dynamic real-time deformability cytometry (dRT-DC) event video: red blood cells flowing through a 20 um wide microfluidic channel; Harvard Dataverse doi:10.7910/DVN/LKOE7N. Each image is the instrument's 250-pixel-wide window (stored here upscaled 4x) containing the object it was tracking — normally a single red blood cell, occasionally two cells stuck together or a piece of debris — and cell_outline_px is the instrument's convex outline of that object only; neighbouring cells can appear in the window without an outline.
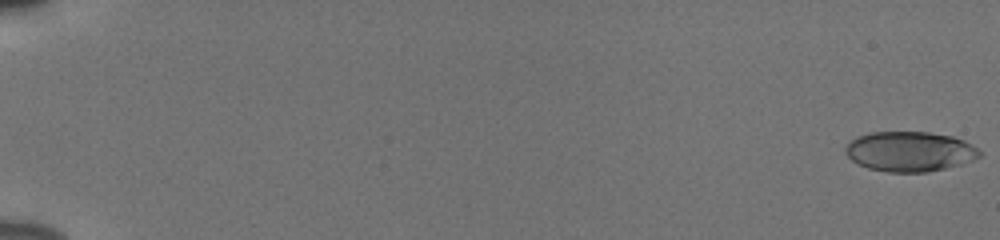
{"species": "human", "species_latin": "Homo sapiens", "temperature_condition": "cold", "stored_images_in_passage": 56, "camera_frame_rate_fps": 3000, "um_per_image_px": 0.085, "donor": {"sex": "male"}, "frame": {"image": 1, "passage_image": 1, "time_ms": 0.0, "image_size_px": [1000, 240], "cell_outline_px": [[980, 156], [972, 160], [960, 164], [928, 172], [888, 172], [868, 168], [856, 164], [844, 152], [844, 148], [856, 136], [872, 132], [928, 132], [952, 136], [964, 140], [976, 148], [980, 152]], "centroid_in_image_um": [77.29, 12.87], "position_along_channel_um": 7.7, "area_um2": 31.15}}
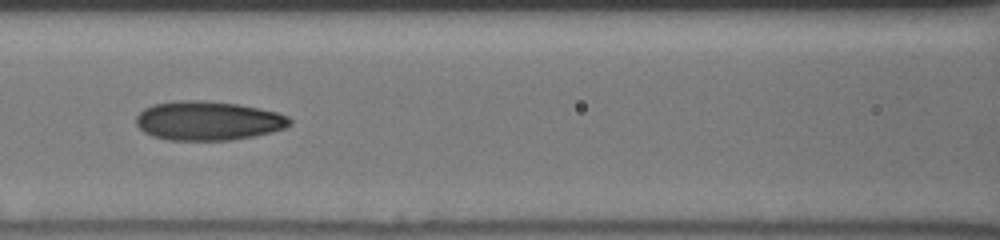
{"frame": {"image": 2, "passage_image": 28, "time_ms": 9.0, "image_size_px": [1000, 240], "cell_outline_px": [[292, 124], [284, 128], [272, 132], [256, 136], [232, 140], [168, 140], [152, 136], [144, 132], [136, 124], [136, 116], [144, 108], [152, 104], [180, 100], [204, 100], [236, 104], [276, 112], [288, 116], [292, 120]], "centroid_in_image_um": [17.68, 10.27], "position_along_channel_um": 148.9, "area_um2": 35.14}}
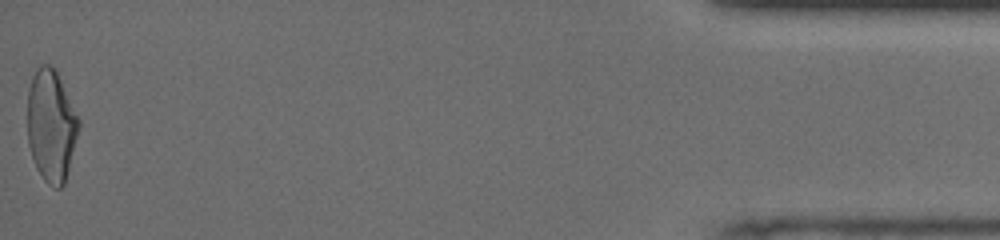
{"frame": {"image": 3, "passage_image": 56, "time_ms": 18.333, "image_size_px": [1000, 240], "cell_outline_px": [[80, 128], [64, 184], [60, 188], [56, 188], [48, 184], [44, 180], [36, 168], [28, 144], [28, 92], [32, 76], [36, 68], [40, 64], [48, 64], [56, 68], [80, 120]], "centroid_in_image_um": [4.36, 10.65], "position_along_channel_um": 430.8, "area_um2": 33.7}, "authors_computed_cell_mechanics": {"area_um2": 33.2928, "velocity_mm_per_s": 3.8664, "shape_relaxation_time_tau1_ms": 5.2647, "shape_relaxation_time_tau2_ms": 1.6917, "deformation_change_tau1": 0.1819, "deformation_change_tau2": 0.0779}}